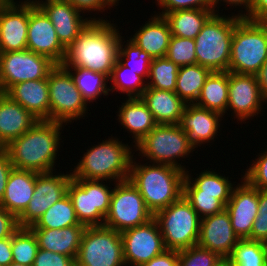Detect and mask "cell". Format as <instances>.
I'll use <instances>...</instances> for the list:
<instances>
[{"mask_svg": "<svg viewBox=\"0 0 267 266\" xmlns=\"http://www.w3.org/2000/svg\"><path fill=\"white\" fill-rule=\"evenodd\" d=\"M157 124H179L186 103L176 92L146 88L140 96Z\"/></svg>", "mask_w": 267, "mask_h": 266, "instance_id": "obj_27", "label": "cell"}, {"mask_svg": "<svg viewBox=\"0 0 267 266\" xmlns=\"http://www.w3.org/2000/svg\"><path fill=\"white\" fill-rule=\"evenodd\" d=\"M47 1H52V0H46V1H40V0H25L24 2H23V0H22V2H20L19 1V3H33L35 6H38L39 5V3H43V2H47Z\"/></svg>", "mask_w": 267, "mask_h": 266, "instance_id": "obj_56", "label": "cell"}, {"mask_svg": "<svg viewBox=\"0 0 267 266\" xmlns=\"http://www.w3.org/2000/svg\"><path fill=\"white\" fill-rule=\"evenodd\" d=\"M135 159L131 161L129 181L138 189L153 215L183 196L185 171L165 164L142 165Z\"/></svg>", "mask_w": 267, "mask_h": 266, "instance_id": "obj_3", "label": "cell"}, {"mask_svg": "<svg viewBox=\"0 0 267 266\" xmlns=\"http://www.w3.org/2000/svg\"><path fill=\"white\" fill-rule=\"evenodd\" d=\"M39 121L31 112L0 92V142L6 147Z\"/></svg>", "mask_w": 267, "mask_h": 266, "instance_id": "obj_24", "label": "cell"}, {"mask_svg": "<svg viewBox=\"0 0 267 266\" xmlns=\"http://www.w3.org/2000/svg\"><path fill=\"white\" fill-rule=\"evenodd\" d=\"M211 71L199 64L179 67L175 92L186 104H194Z\"/></svg>", "mask_w": 267, "mask_h": 266, "instance_id": "obj_33", "label": "cell"}, {"mask_svg": "<svg viewBox=\"0 0 267 266\" xmlns=\"http://www.w3.org/2000/svg\"><path fill=\"white\" fill-rule=\"evenodd\" d=\"M134 148L150 160L149 163L170 165L183 171L186 168L177 159L187 158L195 151L179 124H158Z\"/></svg>", "mask_w": 267, "mask_h": 266, "instance_id": "obj_8", "label": "cell"}, {"mask_svg": "<svg viewBox=\"0 0 267 266\" xmlns=\"http://www.w3.org/2000/svg\"><path fill=\"white\" fill-rule=\"evenodd\" d=\"M257 157L241 178L258 190H267V150Z\"/></svg>", "mask_w": 267, "mask_h": 266, "instance_id": "obj_44", "label": "cell"}, {"mask_svg": "<svg viewBox=\"0 0 267 266\" xmlns=\"http://www.w3.org/2000/svg\"><path fill=\"white\" fill-rule=\"evenodd\" d=\"M118 109V121L133 134L134 146L158 125L141 98H126Z\"/></svg>", "mask_w": 267, "mask_h": 266, "instance_id": "obj_29", "label": "cell"}, {"mask_svg": "<svg viewBox=\"0 0 267 266\" xmlns=\"http://www.w3.org/2000/svg\"><path fill=\"white\" fill-rule=\"evenodd\" d=\"M38 174L29 170L13 168L7 180L0 206L18 218L33 197Z\"/></svg>", "mask_w": 267, "mask_h": 266, "instance_id": "obj_25", "label": "cell"}, {"mask_svg": "<svg viewBox=\"0 0 267 266\" xmlns=\"http://www.w3.org/2000/svg\"><path fill=\"white\" fill-rule=\"evenodd\" d=\"M5 151L4 145L0 142V154Z\"/></svg>", "mask_w": 267, "mask_h": 266, "instance_id": "obj_58", "label": "cell"}, {"mask_svg": "<svg viewBox=\"0 0 267 266\" xmlns=\"http://www.w3.org/2000/svg\"><path fill=\"white\" fill-rule=\"evenodd\" d=\"M19 228L18 218L0 206V239L12 237Z\"/></svg>", "mask_w": 267, "mask_h": 266, "instance_id": "obj_48", "label": "cell"}, {"mask_svg": "<svg viewBox=\"0 0 267 266\" xmlns=\"http://www.w3.org/2000/svg\"><path fill=\"white\" fill-rule=\"evenodd\" d=\"M242 179L234 186L225 209L235 234L239 239H248L259 211V190Z\"/></svg>", "mask_w": 267, "mask_h": 266, "instance_id": "obj_19", "label": "cell"}, {"mask_svg": "<svg viewBox=\"0 0 267 266\" xmlns=\"http://www.w3.org/2000/svg\"><path fill=\"white\" fill-rule=\"evenodd\" d=\"M221 266H229V264L225 261Z\"/></svg>", "mask_w": 267, "mask_h": 266, "instance_id": "obj_62", "label": "cell"}, {"mask_svg": "<svg viewBox=\"0 0 267 266\" xmlns=\"http://www.w3.org/2000/svg\"><path fill=\"white\" fill-rule=\"evenodd\" d=\"M68 226H85L78 221L68 194L54 203L30 229H62Z\"/></svg>", "mask_w": 267, "mask_h": 266, "instance_id": "obj_34", "label": "cell"}, {"mask_svg": "<svg viewBox=\"0 0 267 266\" xmlns=\"http://www.w3.org/2000/svg\"><path fill=\"white\" fill-rule=\"evenodd\" d=\"M29 3L6 0L0 6V52L27 49Z\"/></svg>", "mask_w": 267, "mask_h": 266, "instance_id": "obj_21", "label": "cell"}, {"mask_svg": "<svg viewBox=\"0 0 267 266\" xmlns=\"http://www.w3.org/2000/svg\"><path fill=\"white\" fill-rule=\"evenodd\" d=\"M109 21H92L66 49L64 67H81L108 78L117 60L120 31Z\"/></svg>", "mask_w": 267, "mask_h": 266, "instance_id": "obj_1", "label": "cell"}, {"mask_svg": "<svg viewBox=\"0 0 267 266\" xmlns=\"http://www.w3.org/2000/svg\"><path fill=\"white\" fill-rule=\"evenodd\" d=\"M126 266H140L166 250L156 219L121 232Z\"/></svg>", "mask_w": 267, "mask_h": 266, "instance_id": "obj_14", "label": "cell"}, {"mask_svg": "<svg viewBox=\"0 0 267 266\" xmlns=\"http://www.w3.org/2000/svg\"><path fill=\"white\" fill-rule=\"evenodd\" d=\"M114 6H117L116 4H118L119 2V0H109Z\"/></svg>", "mask_w": 267, "mask_h": 266, "instance_id": "obj_59", "label": "cell"}, {"mask_svg": "<svg viewBox=\"0 0 267 266\" xmlns=\"http://www.w3.org/2000/svg\"><path fill=\"white\" fill-rule=\"evenodd\" d=\"M68 174L39 173L36 176L35 191L25 211L18 217L19 227L33 225L54 203L67 194L72 179Z\"/></svg>", "mask_w": 267, "mask_h": 266, "instance_id": "obj_15", "label": "cell"}, {"mask_svg": "<svg viewBox=\"0 0 267 266\" xmlns=\"http://www.w3.org/2000/svg\"><path fill=\"white\" fill-rule=\"evenodd\" d=\"M75 261L83 266H126L121 233L104 225L86 227Z\"/></svg>", "mask_w": 267, "mask_h": 266, "instance_id": "obj_10", "label": "cell"}, {"mask_svg": "<svg viewBox=\"0 0 267 266\" xmlns=\"http://www.w3.org/2000/svg\"><path fill=\"white\" fill-rule=\"evenodd\" d=\"M194 104L224 116L228 106V71L211 72Z\"/></svg>", "mask_w": 267, "mask_h": 266, "instance_id": "obj_32", "label": "cell"}, {"mask_svg": "<svg viewBox=\"0 0 267 266\" xmlns=\"http://www.w3.org/2000/svg\"><path fill=\"white\" fill-rule=\"evenodd\" d=\"M229 266H267L262 241L240 239L226 260Z\"/></svg>", "mask_w": 267, "mask_h": 266, "instance_id": "obj_37", "label": "cell"}, {"mask_svg": "<svg viewBox=\"0 0 267 266\" xmlns=\"http://www.w3.org/2000/svg\"><path fill=\"white\" fill-rule=\"evenodd\" d=\"M38 7L53 24L56 35L62 46L67 49L92 21H107L102 18L82 17L68 0H52L39 3Z\"/></svg>", "mask_w": 267, "mask_h": 266, "instance_id": "obj_18", "label": "cell"}, {"mask_svg": "<svg viewBox=\"0 0 267 266\" xmlns=\"http://www.w3.org/2000/svg\"><path fill=\"white\" fill-rule=\"evenodd\" d=\"M161 10L158 15L185 9H214L213 0H156Z\"/></svg>", "mask_w": 267, "mask_h": 266, "instance_id": "obj_45", "label": "cell"}, {"mask_svg": "<svg viewBox=\"0 0 267 266\" xmlns=\"http://www.w3.org/2000/svg\"><path fill=\"white\" fill-rule=\"evenodd\" d=\"M154 218L166 249L179 251L197 245L201 218L184 196L158 211Z\"/></svg>", "mask_w": 267, "mask_h": 266, "instance_id": "obj_7", "label": "cell"}, {"mask_svg": "<svg viewBox=\"0 0 267 266\" xmlns=\"http://www.w3.org/2000/svg\"><path fill=\"white\" fill-rule=\"evenodd\" d=\"M63 123L39 120L20 137L11 141L5 151L14 168L37 173H49L55 169Z\"/></svg>", "mask_w": 267, "mask_h": 266, "instance_id": "obj_2", "label": "cell"}, {"mask_svg": "<svg viewBox=\"0 0 267 266\" xmlns=\"http://www.w3.org/2000/svg\"><path fill=\"white\" fill-rule=\"evenodd\" d=\"M142 76L132 71L130 68L122 65L116 60L112 69L109 80L113 83L109 87V91H120L126 93L128 98H140L142 93L147 88V83ZM113 89V90H112Z\"/></svg>", "mask_w": 267, "mask_h": 266, "instance_id": "obj_36", "label": "cell"}, {"mask_svg": "<svg viewBox=\"0 0 267 266\" xmlns=\"http://www.w3.org/2000/svg\"><path fill=\"white\" fill-rule=\"evenodd\" d=\"M134 152L117 138L103 140L87 149L71 172L73 178L121 182L129 179ZM110 179V180H109ZM113 179V180H112Z\"/></svg>", "mask_w": 267, "mask_h": 266, "instance_id": "obj_4", "label": "cell"}, {"mask_svg": "<svg viewBox=\"0 0 267 266\" xmlns=\"http://www.w3.org/2000/svg\"><path fill=\"white\" fill-rule=\"evenodd\" d=\"M200 218L223 211L226 206L219 200V194L183 193Z\"/></svg>", "mask_w": 267, "mask_h": 266, "instance_id": "obj_43", "label": "cell"}, {"mask_svg": "<svg viewBox=\"0 0 267 266\" xmlns=\"http://www.w3.org/2000/svg\"><path fill=\"white\" fill-rule=\"evenodd\" d=\"M259 87L264 99L267 101V60L262 65L259 72L256 74Z\"/></svg>", "mask_w": 267, "mask_h": 266, "instance_id": "obj_55", "label": "cell"}, {"mask_svg": "<svg viewBox=\"0 0 267 266\" xmlns=\"http://www.w3.org/2000/svg\"><path fill=\"white\" fill-rule=\"evenodd\" d=\"M219 1H223L224 3L226 2V4H229L231 6H244V9L246 10L245 13H243V11L241 13H238L237 16L241 17V18H245L246 15L249 14L251 6H252V0H213L214 3V12L215 13H219V10H215L216 7H218L217 5L219 4ZM243 13V14H242Z\"/></svg>", "mask_w": 267, "mask_h": 266, "instance_id": "obj_54", "label": "cell"}, {"mask_svg": "<svg viewBox=\"0 0 267 266\" xmlns=\"http://www.w3.org/2000/svg\"><path fill=\"white\" fill-rule=\"evenodd\" d=\"M239 240L226 209L201 218L197 244L202 248L217 253L226 261Z\"/></svg>", "mask_w": 267, "mask_h": 266, "instance_id": "obj_20", "label": "cell"}, {"mask_svg": "<svg viewBox=\"0 0 267 266\" xmlns=\"http://www.w3.org/2000/svg\"><path fill=\"white\" fill-rule=\"evenodd\" d=\"M242 18L214 13L204 24L195 40L197 64L211 72L228 71L233 30Z\"/></svg>", "mask_w": 267, "mask_h": 266, "instance_id": "obj_5", "label": "cell"}, {"mask_svg": "<svg viewBox=\"0 0 267 266\" xmlns=\"http://www.w3.org/2000/svg\"><path fill=\"white\" fill-rule=\"evenodd\" d=\"M27 49L48 57L56 65H62L66 56V49L58 40L53 24L33 3H29Z\"/></svg>", "mask_w": 267, "mask_h": 266, "instance_id": "obj_17", "label": "cell"}, {"mask_svg": "<svg viewBox=\"0 0 267 266\" xmlns=\"http://www.w3.org/2000/svg\"><path fill=\"white\" fill-rule=\"evenodd\" d=\"M74 266H83V265L78 264L76 261H74Z\"/></svg>", "mask_w": 267, "mask_h": 266, "instance_id": "obj_61", "label": "cell"}, {"mask_svg": "<svg viewBox=\"0 0 267 266\" xmlns=\"http://www.w3.org/2000/svg\"><path fill=\"white\" fill-rule=\"evenodd\" d=\"M122 40L124 39L120 36L117 60L139 76H142L143 78L145 77L147 81L152 57L130 39L127 40L125 46Z\"/></svg>", "mask_w": 267, "mask_h": 266, "instance_id": "obj_40", "label": "cell"}, {"mask_svg": "<svg viewBox=\"0 0 267 266\" xmlns=\"http://www.w3.org/2000/svg\"><path fill=\"white\" fill-rule=\"evenodd\" d=\"M65 68L71 73L75 85L87 103H91L103 94L109 95V86H107L109 78L105 74L81 67Z\"/></svg>", "mask_w": 267, "mask_h": 266, "instance_id": "obj_35", "label": "cell"}, {"mask_svg": "<svg viewBox=\"0 0 267 266\" xmlns=\"http://www.w3.org/2000/svg\"><path fill=\"white\" fill-rule=\"evenodd\" d=\"M135 32L130 40L149 54L152 59L166 57L172 34L169 24L163 16L153 15Z\"/></svg>", "mask_w": 267, "mask_h": 266, "instance_id": "obj_26", "label": "cell"}, {"mask_svg": "<svg viewBox=\"0 0 267 266\" xmlns=\"http://www.w3.org/2000/svg\"><path fill=\"white\" fill-rule=\"evenodd\" d=\"M13 168L8 153L3 151L0 154V203L5 193L7 180Z\"/></svg>", "mask_w": 267, "mask_h": 266, "instance_id": "obj_51", "label": "cell"}, {"mask_svg": "<svg viewBox=\"0 0 267 266\" xmlns=\"http://www.w3.org/2000/svg\"><path fill=\"white\" fill-rule=\"evenodd\" d=\"M50 121L68 125L74 119L85 117L89 103L78 90L71 73L63 66L56 65L48 74Z\"/></svg>", "mask_w": 267, "mask_h": 266, "instance_id": "obj_11", "label": "cell"}, {"mask_svg": "<svg viewBox=\"0 0 267 266\" xmlns=\"http://www.w3.org/2000/svg\"><path fill=\"white\" fill-rule=\"evenodd\" d=\"M153 217L140 192L129 179L115 183L104 226L121 233L145 224Z\"/></svg>", "mask_w": 267, "mask_h": 266, "instance_id": "obj_12", "label": "cell"}, {"mask_svg": "<svg viewBox=\"0 0 267 266\" xmlns=\"http://www.w3.org/2000/svg\"><path fill=\"white\" fill-rule=\"evenodd\" d=\"M12 262L11 237L0 239V265L8 266Z\"/></svg>", "mask_w": 267, "mask_h": 266, "instance_id": "obj_53", "label": "cell"}, {"mask_svg": "<svg viewBox=\"0 0 267 266\" xmlns=\"http://www.w3.org/2000/svg\"><path fill=\"white\" fill-rule=\"evenodd\" d=\"M80 12L105 11L114 5L109 0H68ZM103 10V11H101Z\"/></svg>", "mask_w": 267, "mask_h": 266, "instance_id": "obj_49", "label": "cell"}, {"mask_svg": "<svg viewBox=\"0 0 267 266\" xmlns=\"http://www.w3.org/2000/svg\"><path fill=\"white\" fill-rule=\"evenodd\" d=\"M55 66L48 57L29 49L0 52V92L21 82L45 79Z\"/></svg>", "mask_w": 267, "mask_h": 266, "instance_id": "obj_13", "label": "cell"}, {"mask_svg": "<svg viewBox=\"0 0 267 266\" xmlns=\"http://www.w3.org/2000/svg\"><path fill=\"white\" fill-rule=\"evenodd\" d=\"M186 176L183 183V193H209L219 194V200L226 206L230 200L234 188L229 177L219 173L204 170L196 178L191 177L189 171H185ZM192 178V179H191ZM195 179V180H193Z\"/></svg>", "mask_w": 267, "mask_h": 266, "instance_id": "obj_31", "label": "cell"}, {"mask_svg": "<svg viewBox=\"0 0 267 266\" xmlns=\"http://www.w3.org/2000/svg\"><path fill=\"white\" fill-rule=\"evenodd\" d=\"M166 57L179 67L197 64L195 40L172 35Z\"/></svg>", "mask_w": 267, "mask_h": 266, "instance_id": "obj_42", "label": "cell"}, {"mask_svg": "<svg viewBox=\"0 0 267 266\" xmlns=\"http://www.w3.org/2000/svg\"><path fill=\"white\" fill-rule=\"evenodd\" d=\"M222 117L220 113L195 104H186L179 126L186 133L188 143L195 149L203 143L214 141Z\"/></svg>", "mask_w": 267, "mask_h": 266, "instance_id": "obj_22", "label": "cell"}, {"mask_svg": "<svg viewBox=\"0 0 267 266\" xmlns=\"http://www.w3.org/2000/svg\"><path fill=\"white\" fill-rule=\"evenodd\" d=\"M214 13V9H185L165 13L163 17L173 36L195 39Z\"/></svg>", "mask_w": 267, "mask_h": 266, "instance_id": "obj_30", "label": "cell"}, {"mask_svg": "<svg viewBox=\"0 0 267 266\" xmlns=\"http://www.w3.org/2000/svg\"><path fill=\"white\" fill-rule=\"evenodd\" d=\"M5 94L39 120L50 121L48 78L18 83Z\"/></svg>", "mask_w": 267, "mask_h": 266, "instance_id": "obj_23", "label": "cell"}, {"mask_svg": "<svg viewBox=\"0 0 267 266\" xmlns=\"http://www.w3.org/2000/svg\"><path fill=\"white\" fill-rule=\"evenodd\" d=\"M264 99L256 75L228 71V106L239 121L249 120L262 110Z\"/></svg>", "mask_w": 267, "mask_h": 266, "instance_id": "obj_16", "label": "cell"}, {"mask_svg": "<svg viewBox=\"0 0 267 266\" xmlns=\"http://www.w3.org/2000/svg\"><path fill=\"white\" fill-rule=\"evenodd\" d=\"M267 60V22L242 18L234 27L229 72L256 75Z\"/></svg>", "mask_w": 267, "mask_h": 266, "instance_id": "obj_6", "label": "cell"}, {"mask_svg": "<svg viewBox=\"0 0 267 266\" xmlns=\"http://www.w3.org/2000/svg\"><path fill=\"white\" fill-rule=\"evenodd\" d=\"M224 262L217 253L198 244L178 251V266H221Z\"/></svg>", "mask_w": 267, "mask_h": 266, "instance_id": "obj_41", "label": "cell"}, {"mask_svg": "<svg viewBox=\"0 0 267 266\" xmlns=\"http://www.w3.org/2000/svg\"><path fill=\"white\" fill-rule=\"evenodd\" d=\"M8 266H24V265L12 262Z\"/></svg>", "mask_w": 267, "mask_h": 266, "instance_id": "obj_60", "label": "cell"}, {"mask_svg": "<svg viewBox=\"0 0 267 266\" xmlns=\"http://www.w3.org/2000/svg\"><path fill=\"white\" fill-rule=\"evenodd\" d=\"M245 19L255 22H267V0H252V6Z\"/></svg>", "mask_w": 267, "mask_h": 266, "instance_id": "obj_52", "label": "cell"}, {"mask_svg": "<svg viewBox=\"0 0 267 266\" xmlns=\"http://www.w3.org/2000/svg\"><path fill=\"white\" fill-rule=\"evenodd\" d=\"M262 244H263V248H264V250H265L266 253H267V237L262 241Z\"/></svg>", "mask_w": 267, "mask_h": 266, "instance_id": "obj_57", "label": "cell"}, {"mask_svg": "<svg viewBox=\"0 0 267 266\" xmlns=\"http://www.w3.org/2000/svg\"><path fill=\"white\" fill-rule=\"evenodd\" d=\"M73 261L70 256L39 248L32 266H69Z\"/></svg>", "mask_w": 267, "mask_h": 266, "instance_id": "obj_47", "label": "cell"}, {"mask_svg": "<svg viewBox=\"0 0 267 266\" xmlns=\"http://www.w3.org/2000/svg\"><path fill=\"white\" fill-rule=\"evenodd\" d=\"M6 0H0V6L5 2Z\"/></svg>", "mask_w": 267, "mask_h": 266, "instance_id": "obj_63", "label": "cell"}, {"mask_svg": "<svg viewBox=\"0 0 267 266\" xmlns=\"http://www.w3.org/2000/svg\"><path fill=\"white\" fill-rule=\"evenodd\" d=\"M103 180L72 178L67 189L80 224L86 227L104 225L113 188Z\"/></svg>", "mask_w": 267, "mask_h": 266, "instance_id": "obj_9", "label": "cell"}, {"mask_svg": "<svg viewBox=\"0 0 267 266\" xmlns=\"http://www.w3.org/2000/svg\"><path fill=\"white\" fill-rule=\"evenodd\" d=\"M178 69L179 66L167 57L153 58L149 69L147 88L175 92Z\"/></svg>", "mask_w": 267, "mask_h": 266, "instance_id": "obj_38", "label": "cell"}, {"mask_svg": "<svg viewBox=\"0 0 267 266\" xmlns=\"http://www.w3.org/2000/svg\"><path fill=\"white\" fill-rule=\"evenodd\" d=\"M86 226H68L62 229H31L41 249L77 257Z\"/></svg>", "mask_w": 267, "mask_h": 266, "instance_id": "obj_28", "label": "cell"}, {"mask_svg": "<svg viewBox=\"0 0 267 266\" xmlns=\"http://www.w3.org/2000/svg\"><path fill=\"white\" fill-rule=\"evenodd\" d=\"M8 1L13 2V3H17V1H14V0H8Z\"/></svg>", "mask_w": 267, "mask_h": 266, "instance_id": "obj_64", "label": "cell"}, {"mask_svg": "<svg viewBox=\"0 0 267 266\" xmlns=\"http://www.w3.org/2000/svg\"><path fill=\"white\" fill-rule=\"evenodd\" d=\"M140 266H178V251L166 249L163 253Z\"/></svg>", "mask_w": 267, "mask_h": 266, "instance_id": "obj_50", "label": "cell"}, {"mask_svg": "<svg viewBox=\"0 0 267 266\" xmlns=\"http://www.w3.org/2000/svg\"><path fill=\"white\" fill-rule=\"evenodd\" d=\"M267 237V190H259V211L249 240L263 241Z\"/></svg>", "mask_w": 267, "mask_h": 266, "instance_id": "obj_46", "label": "cell"}, {"mask_svg": "<svg viewBox=\"0 0 267 266\" xmlns=\"http://www.w3.org/2000/svg\"><path fill=\"white\" fill-rule=\"evenodd\" d=\"M38 249L37 238L29 227H20L11 237L14 263L32 266Z\"/></svg>", "mask_w": 267, "mask_h": 266, "instance_id": "obj_39", "label": "cell"}]
</instances>
